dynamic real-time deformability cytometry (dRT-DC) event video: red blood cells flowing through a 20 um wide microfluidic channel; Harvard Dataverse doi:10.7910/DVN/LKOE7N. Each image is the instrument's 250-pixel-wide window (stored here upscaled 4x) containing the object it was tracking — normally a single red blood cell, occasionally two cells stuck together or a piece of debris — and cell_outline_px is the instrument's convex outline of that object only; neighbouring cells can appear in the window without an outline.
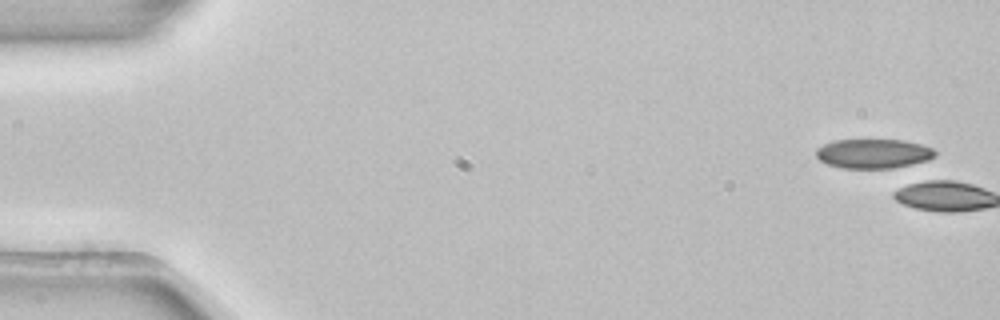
{"species": "common noctule bat (a hibernating species)", "species_latin": "Nyctalus noctula", "temperature_condition": "room temperature", "stored_images_in_passage": 4, "camera_frame_rate_fps": 3000, "um_per_image_px": 0.085, "animal": {"sex": "female", "body_mass_g": 22.7, "forearm_length_mm": 54.2}, "frame": {"image": 1, "passage_image": 1, "time_ms": 0.0, "image_size_px": [1000, 320], "cell_outline_px": [[936, 156], [928, 160], [892, 168], [844, 168], [828, 164], [820, 160], [816, 156], [816, 148], [824, 144], [836, 140], [904, 140], [920, 144], [932, 148], [936, 152]], "centroid_in_image_um": [74.24, 13.05], "position_along_channel_um": 10.8, "area_um2": 20.23}}
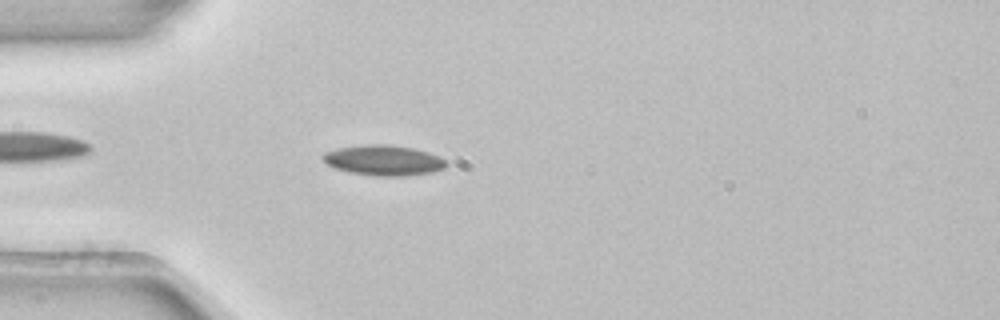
{"frame": {"image": 2, "passage_image": 4, "time_ms": 1.0, "image_size_px": [1000, 320], "cell_outline_px": [[448, 164], [444, 168], [432, 172], [404, 176], [380, 176], [352, 172], [336, 168], [328, 164], [320, 156], [324, 152], [340, 148], [368, 144], [384, 144], [412, 148], [428, 152], [440, 156]], "centroid_in_image_um": [32.63, 13.62], "position_along_channel_um": 52.4, "area_um2": 21.5}}